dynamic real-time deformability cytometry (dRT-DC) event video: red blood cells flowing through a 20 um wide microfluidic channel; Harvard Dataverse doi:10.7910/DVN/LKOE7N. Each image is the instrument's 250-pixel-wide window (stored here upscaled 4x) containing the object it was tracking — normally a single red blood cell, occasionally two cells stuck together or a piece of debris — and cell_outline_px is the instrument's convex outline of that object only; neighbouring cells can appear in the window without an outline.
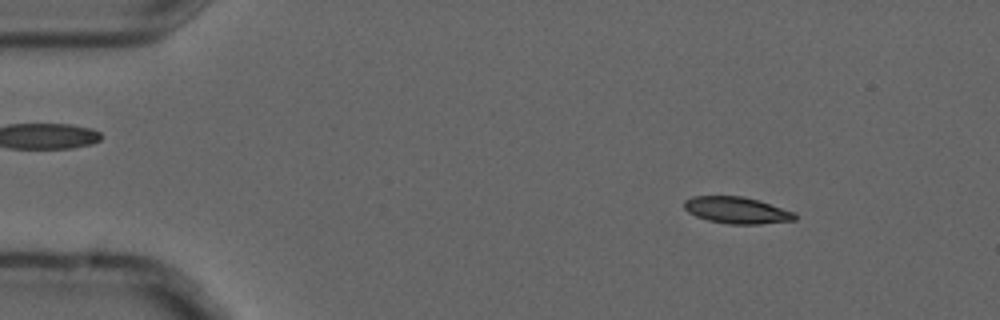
{"species": "common noctule bat (a hibernating species)", "species_latin": "Nyctalus noctula", "temperature_condition": "cold", "stored_images_in_passage": 4, "camera_frame_rate_fps": 3000, "um_per_image_px": 0.085, "animal": {"sex": "male", "forearm_length_mm": 52.5}, "frame": {"image": 1, "passage_image": 2, "time_ms": 0.333, "image_size_px": [1000, 320], "cell_outline_px": [[796, 220], [760, 224], [728, 224], [708, 220], [696, 216], [688, 212], [684, 208], [684, 200], [692, 196], [740, 196], [756, 200], [796, 212]], "centroid_in_image_um": [62.61, 17.87], "position_along_channel_um": 22.4, "area_um2": 17.11}}